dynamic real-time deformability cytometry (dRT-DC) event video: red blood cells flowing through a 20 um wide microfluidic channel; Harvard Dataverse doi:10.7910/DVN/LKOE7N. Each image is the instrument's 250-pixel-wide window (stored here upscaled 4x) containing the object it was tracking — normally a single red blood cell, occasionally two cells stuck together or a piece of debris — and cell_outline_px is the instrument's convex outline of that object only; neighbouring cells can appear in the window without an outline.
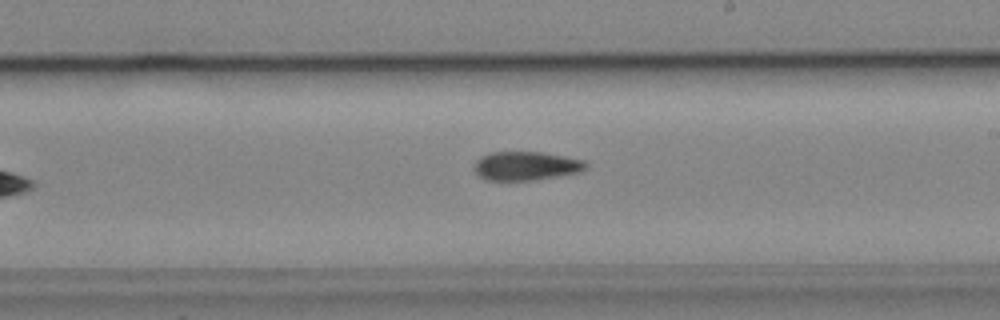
{"species": "common noctule bat (a hibernating species)", "species_latin": "Nyctalus noctula", "temperature_condition": "cold", "stored_images_in_passage": 9, "camera_frame_rate_fps": 3000, "um_per_image_px": 0.085, "animal": {"sex": "male", "body_mass_g": 19.2, "forearm_length_mm": 51.8}, "frame": {"image": 1, "passage_image": 9, "time_ms": 2.667, "image_size_px": [1000, 320], "cell_outline_px": [[588, 164], [580, 172], [532, 180], [488, 180], [480, 176], [472, 168], [476, 160], [480, 156], [488, 152], [540, 152], [584, 160]], "centroid_in_image_um": [44.66, 14.09], "position_along_channel_um": 244.3, "area_um2": 18.61}}